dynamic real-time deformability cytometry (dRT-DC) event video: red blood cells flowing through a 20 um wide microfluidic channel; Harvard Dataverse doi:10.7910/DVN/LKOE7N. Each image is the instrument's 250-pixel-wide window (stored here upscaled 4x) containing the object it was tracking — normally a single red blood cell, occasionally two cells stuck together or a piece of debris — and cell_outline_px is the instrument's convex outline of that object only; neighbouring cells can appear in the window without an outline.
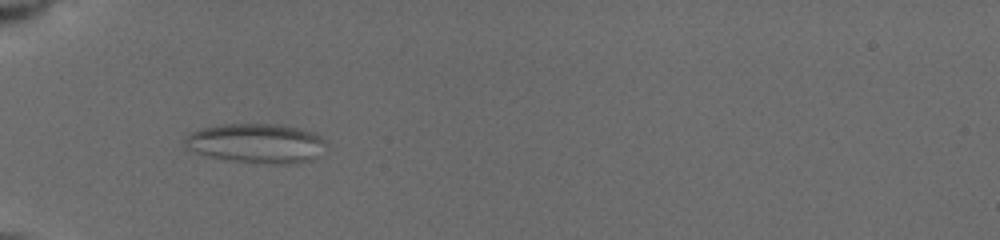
{"species": "common noctule bat (a hibernating species)", "species_latin": "Nyctalus noctula", "temperature_condition": "cold", "stored_images_in_passage": 36, "camera_frame_rate_fps": 3000, "um_per_image_px": 0.085, "animal": {"sex": "female", "body_mass_g": 19.5, "forearm_length_mm": 54.1}, "frame": {"image": 1, "passage_image": 10, "time_ms": 4.667, "image_size_px": [1000, 240], "cell_outline_px": [[328, 144], [308, 160], [292, 164], [272, 164], [236, 160], [212, 156], [196, 152], [188, 148], [184, 144], [184, 136], [200, 128], [220, 124], [284, 124], [300, 128], [312, 132], [320, 136]], "centroid_in_image_um": [21.78, 12.15], "position_along_channel_um": 63.2, "area_um2": 32.14}}
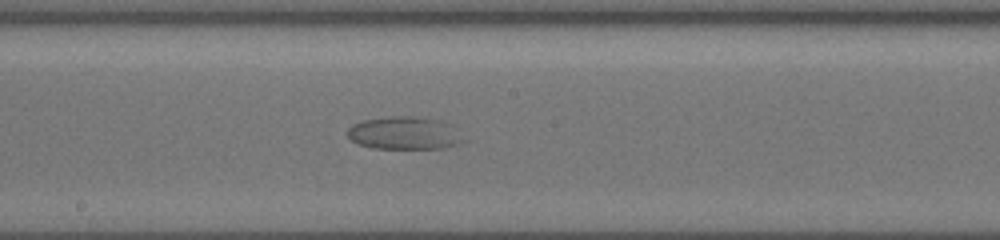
{"frame": {"image": 2, "passage_image": 21, "time_ms": 9.0, "image_size_px": [1000, 240], "cell_outline_px": [[464, 140], [456, 144], [444, 148], [372, 148], [356, 144], [348, 136], [348, 128], [352, 124], [364, 120], [388, 116], [416, 116], [436, 120], [452, 124]], "centroid_in_image_um": [34.34, 11.31], "position_along_channel_um": 213.9, "area_um2": 22.08}}
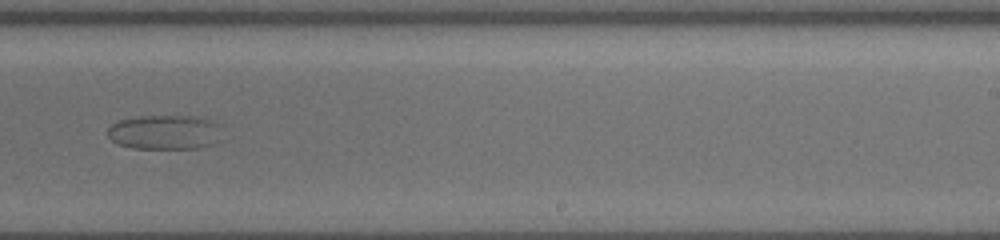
{"frame": {"image": 3, "passage_image": 24, "time_ms": 10.667, "image_size_px": [1000, 240], "cell_outline_px": [[220, 124], [212, 144], [200, 148], [132, 148], [120, 144], [112, 140], [108, 136], [108, 128], [112, 124], [120, 120], [136, 116], [196, 116], [212, 120]], "centroid_in_image_um": [13.95, 11.22], "position_along_channel_um": 275.1, "area_um2": 22.66}}